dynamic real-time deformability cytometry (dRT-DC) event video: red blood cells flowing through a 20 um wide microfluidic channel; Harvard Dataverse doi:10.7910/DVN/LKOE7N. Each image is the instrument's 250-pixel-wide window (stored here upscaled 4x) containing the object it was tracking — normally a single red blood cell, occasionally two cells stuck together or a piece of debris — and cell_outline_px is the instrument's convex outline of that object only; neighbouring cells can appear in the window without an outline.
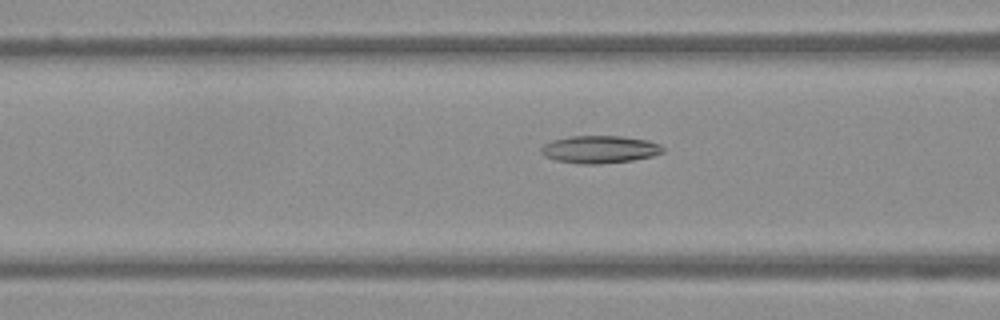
{"species": "Egyptian fruit bat (a non-hibernating species)", "species_latin": "Rousettus aegyptiacus", "temperature_condition": "warm", "stored_images_in_passage": 30, "camera_frame_rate_fps": 3000, "um_per_image_px": 0.085, "frame": {"image": 1, "passage_image": 9, "time_ms": 2.667, "image_size_px": [1000, 320], "cell_outline_px": [[664, 152], [652, 156], [632, 160], [600, 164], [580, 164], [556, 160], [544, 156], [540, 152], [540, 148], [544, 144], [552, 140], [568, 136], [620, 136], [648, 140], [660, 144], [664, 148]], "centroid_in_image_um": [50.96, 12.69], "position_along_channel_um": 115.6, "area_um2": 19.65}}
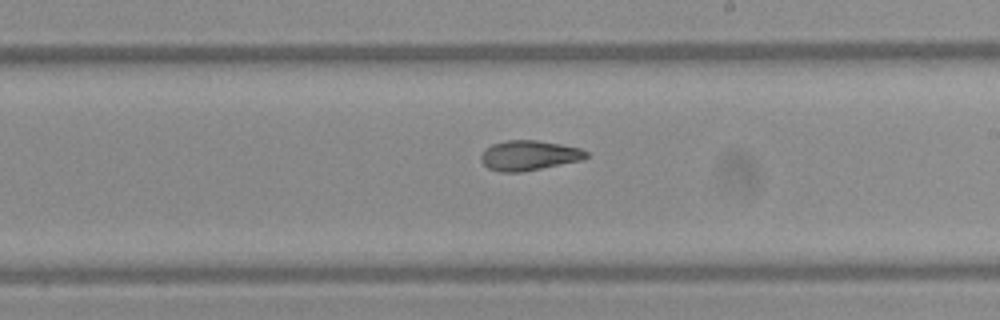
{"frame": {"image": 2, "passage_image": 19, "time_ms": 6.0, "image_size_px": [1000, 320], "cell_outline_px": [[588, 156], [584, 160], [520, 172], [500, 172], [488, 168], [480, 160], [480, 156], [484, 148], [492, 144], [508, 140], [536, 140], [560, 144], [580, 148], [588, 152]], "centroid_in_image_um": [44.95, 13.21], "position_along_channel_um": 244.0, "area_um2": 18.44}}
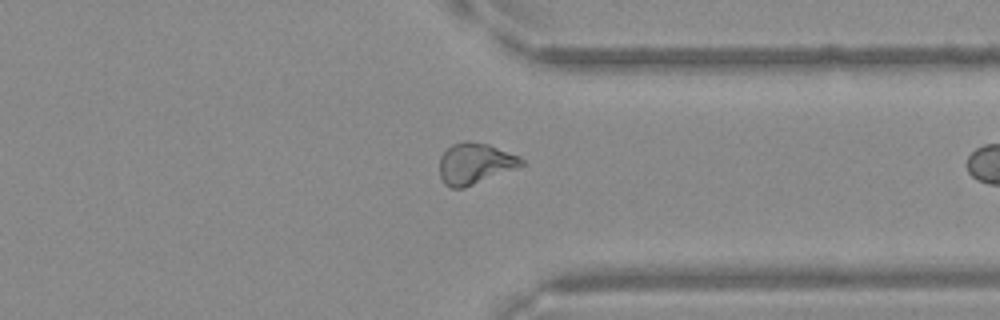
{"frame": {"image": 3, "passage_image": 29, "time_ms": 9.333, "image_size_px": [1000, 320], "cell_outline_px": [[524, 164], [516, 168], [464, 188], [452, 188], [444, 184], [440, 176], [440, 156], [452, 144], [464, 140], [468, 140], [488, 144], [520, 156], [524, 160]], "centroid_in_image_um": [40.36, 13.89], "position_along_channel_um": 371.0, "area_um2": 19.59}}